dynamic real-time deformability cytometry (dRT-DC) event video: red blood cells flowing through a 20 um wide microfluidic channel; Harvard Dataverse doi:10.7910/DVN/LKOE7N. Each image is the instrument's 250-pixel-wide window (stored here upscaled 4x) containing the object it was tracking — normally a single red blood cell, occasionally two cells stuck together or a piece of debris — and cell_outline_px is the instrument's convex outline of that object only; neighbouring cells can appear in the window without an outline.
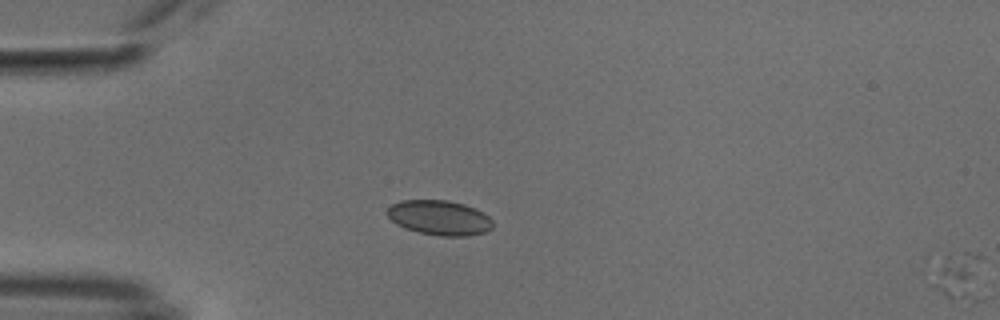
{"species": "common noctule bat (a hibernating species)", "species_latin": "Nyctalus noctula", "temperature_condition": "cold", "stored_images_in_passage": 15, "segment_of_instrument_passage": [2, 2], "camera_frame_rate_fps": 3000, "um_per_image_px": 0.085, "animal": {"sex": "male", "body_mass_g": 18.8}, "frame": {"image": 1, "passage_image": 15, "time_ms": 4.667, "image_size_px": [1000, 320], "cell_outline_px": [[984, 256], [976, 304], [972, 304], [948, 296], [936, 284], [936, 272], [948, 256], [964, 252], [980, 252]], "centroid_in_image_um": [81.7, 23.47], "position_along_channel_um": 3.3, "area_um2": 13.41}}